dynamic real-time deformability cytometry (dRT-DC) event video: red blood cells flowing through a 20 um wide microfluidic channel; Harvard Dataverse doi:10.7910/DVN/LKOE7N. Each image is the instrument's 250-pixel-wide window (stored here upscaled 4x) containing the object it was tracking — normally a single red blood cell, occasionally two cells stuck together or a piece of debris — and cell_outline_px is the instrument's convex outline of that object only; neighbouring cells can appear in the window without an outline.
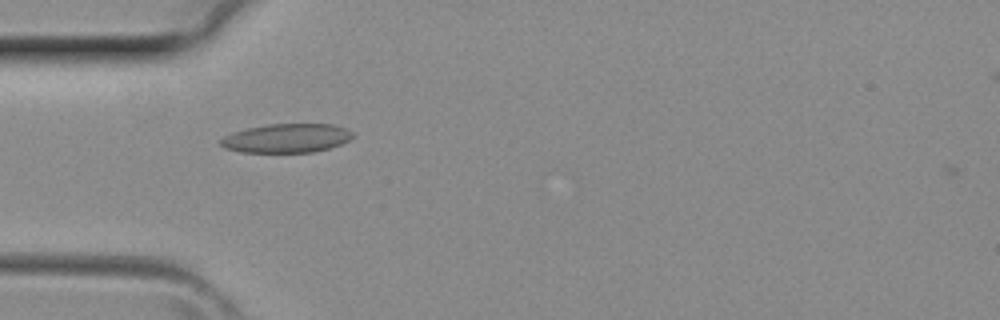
{"species": "common noctule bat (a hibernating species)", "species_latin": "Nyctalus noctula", "temperature_condition": "room temperature", "stored_images_in_passage": 5, "camera_frame_rate_fps": 3000, "um_per_image_px": 0.085, "animal": {"sex": "female", "body_mass_g": 29.2, "forearm_length_mm": 56.3}, "frame": {"image": 1, "passage_image": 4, "time_ms": 1.0, "image_size_px": [1000, 320], "cell_outline_px": [[356, 136], [340, 144], [328, 148], [312, 152], [240, 152], [224, 148], [220, 144], [220, 140], [224, 136], [248, 128], [268, 124], [332, 124], [344, 128], [352, 132]], "centroid_in_image_um": [24.37, 11.75], "position_along_channel_um": 60.6, "area_um2": 22.08}}
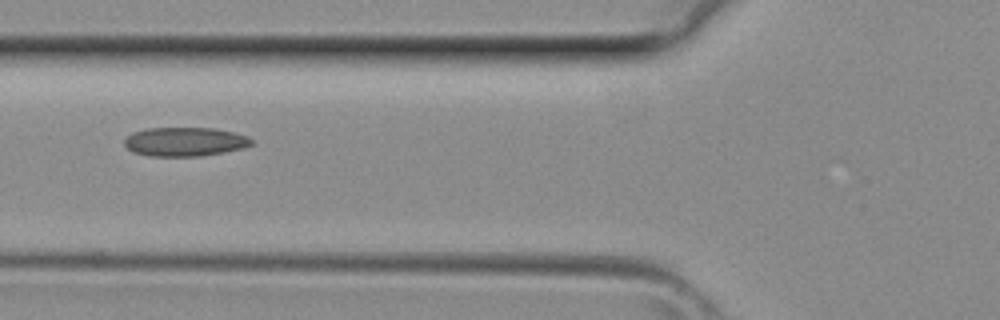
{"frame": {"image": 2, "passage_image": 5, "time_ms": 1.333, "image_size_px": [1000, 320], "cell_outline_px": [[252, 144], [244, 148], [224, 152], [200, 156], [148, 156], [132, 152], [124, 144], [124, 140], [132, 132], [144, 128], [216, 128], [248, 136], [252, 140]], "centroid_in_image_um": [15.7, 12.04], "position_along_channel_um": 110.1, "area_um2": 21.56}}